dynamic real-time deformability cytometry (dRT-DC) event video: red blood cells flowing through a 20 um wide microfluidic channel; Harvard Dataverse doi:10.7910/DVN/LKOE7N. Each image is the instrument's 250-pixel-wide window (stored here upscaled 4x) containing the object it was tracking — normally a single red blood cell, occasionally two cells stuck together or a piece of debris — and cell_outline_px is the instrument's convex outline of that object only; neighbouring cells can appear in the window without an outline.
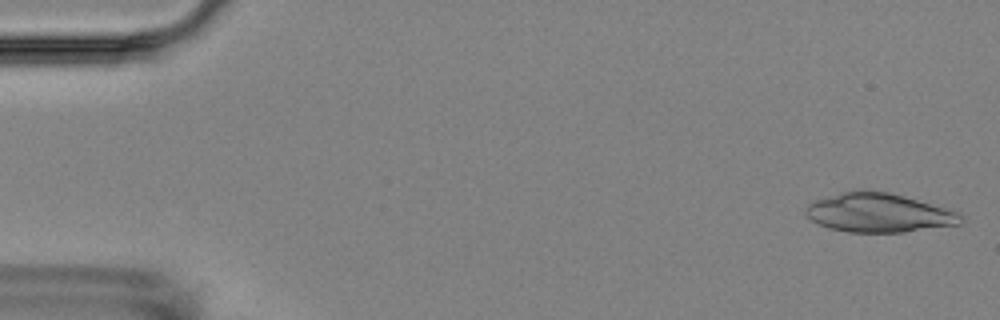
{"species": "Egyptian fruit bat (a non-hibernating species)", "species_latin": "Rousettus aegyptiacus", "temperature_condition": "room temperature", "stored_images_in_passage": 5, "camera_frame_rate_fps": 3000, "um_per_image_px": 0.085, "animal": {"sex": "female"}, "frame": {"image": 1, "passage_image": 1, "time_ms": 0.0, "image_size_px": [1000, 320], "cell_outline_px": [[964, 220], [960, 224], [904, 232], [848, 232], [828, 228], [812, 220], [804, 212], [804, 208], [808, 204], [816, 200], [844, 192], [888, 192], [904, 196], [960, 212], [964, 216]], "centroid_in_image_um": [74.73, 18.11], "position_along_channel_um": 10.3, "area_um2": 34.68}}